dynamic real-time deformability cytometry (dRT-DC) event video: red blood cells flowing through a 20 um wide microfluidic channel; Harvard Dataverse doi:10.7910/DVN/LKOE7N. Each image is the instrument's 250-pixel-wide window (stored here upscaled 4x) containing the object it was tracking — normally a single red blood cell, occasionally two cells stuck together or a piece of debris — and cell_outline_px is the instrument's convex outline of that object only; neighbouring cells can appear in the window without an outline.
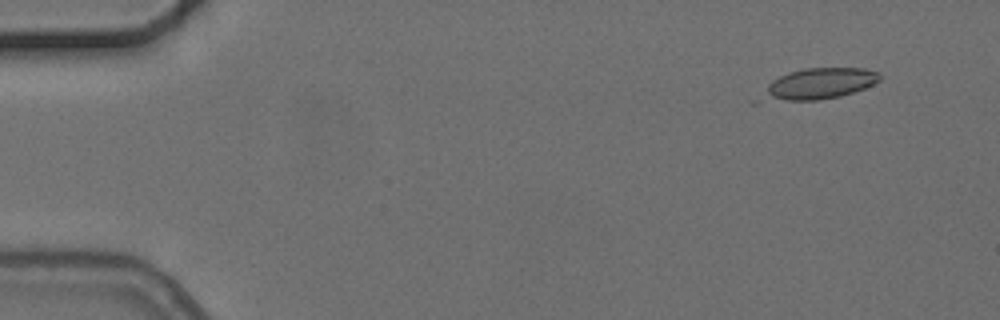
{"species": "common noctule bat (a hibernating species)", "species_latin": "Nyctalus noctula", "temperature_condition": "cold", "stored_images_in_passage": 5, "camera_frame_rate_fps": 3000, "um_per_image_px": 0.085, "animal": {"sex": "female", "body_mass_g": 24.6, "forearm_length_mm": 56.2}, "frame": {"image": 1, "passage_image": 5, "time_ms": 6.333, "image_size_px": [1000, 320], "cell_outline_px": [[880, 80], [864, 88], [840, 96], [816, 100], [756, 104], [748, 104], [748, 100], [772, 80], [788, 72], [804, 68], [864, 68], [880, 72]], "centroid_in_image_um": [69.26, 7.2], "position_along_channel_um": 15.7, "area_um2": 22.83}}